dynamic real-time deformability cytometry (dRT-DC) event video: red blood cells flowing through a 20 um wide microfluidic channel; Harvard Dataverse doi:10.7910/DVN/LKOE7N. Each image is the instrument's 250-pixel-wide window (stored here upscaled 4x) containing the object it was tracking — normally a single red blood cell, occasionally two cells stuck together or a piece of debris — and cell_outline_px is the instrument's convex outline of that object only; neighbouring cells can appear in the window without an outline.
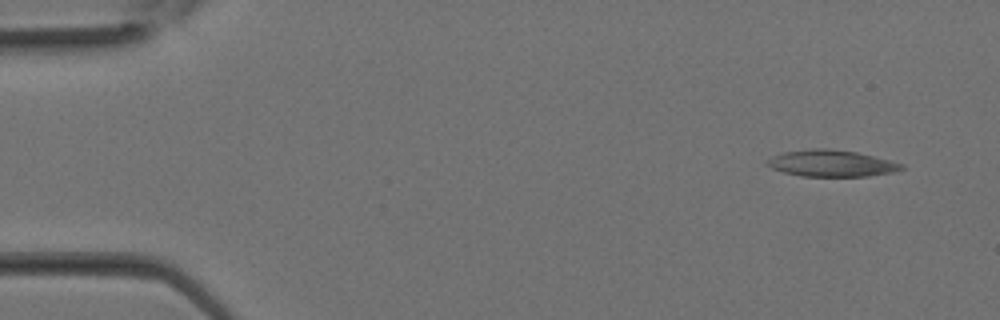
{"species": "Egyptian fruit bat (a non-hibernating species)", "species_latin": "Rousettus aegyptiacus", "temperature_condition": "room temperature", "stored_images_in_passage": 10, "camera_frame_rate_fps": 3000, "um_per_image_px": 0.085, "animal": {"sex": "female"}, "frame": {"image": 1, "passage_image": 1, "time_ms": 0.0, "image_size_px": [1000, 320], "cell_outline_px": [[904, 168], [892, 172], [868, 176], [800, 176], [784, 172], [772, 168], [764, 164], [772, 156], [784, 152], [812, 148], [828, 148], [856, 152], [904, 164]], "centroid_in_image_um": [70.63, 13.88], "position_along_channel_um": 14.4, "area_um2": 20.63}}
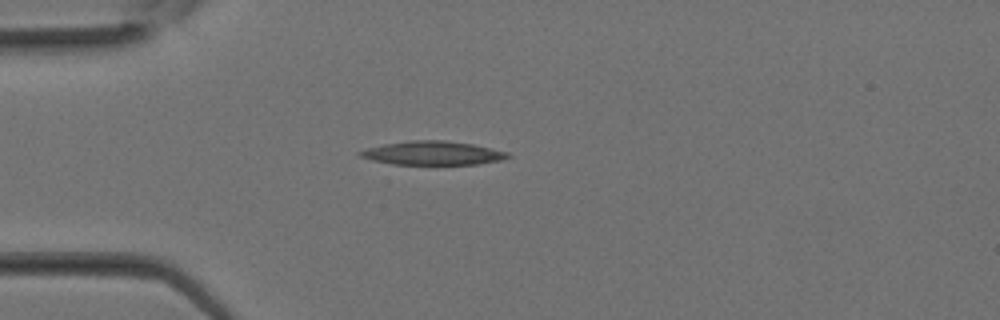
{"frame": {"image": 2, "passage_image": 7, "time_ms": 2.0, "image_size_px": [1000, 320], "cell_outline_px": [[512, 156], [504, 160], [480, 164], [392, 164], [372, 160], [360, 156], [356, 152], [368, 148], [384, 144], [412, 140], [444, 140], [472, 144], [508, 152]], "centroid_in_image_um": [36.81, 13.01], "position_along_channel_um": 48.2, "area_um2": 20.4}}
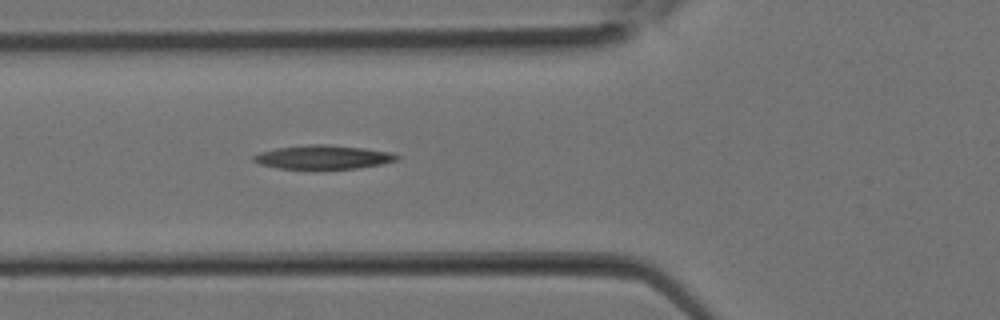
{"frame": {"image": 3, "passage_image": 10, "time_ms": 3.0, "image_size_px": [1000, 320], "cell_outline_px": [[400, 156], [396, 160], [380, 164], [356, 168], [276, 168], [260, 164], [252, 160], [252, 156], [260, 152], [276, 148], [308, 144], [324, 144], [364, 148], [388, 152]], "centroid_in_image_um": [27.41, 13.34], "position_along_channel_um": 98.4, "area_um2": 19.54}}